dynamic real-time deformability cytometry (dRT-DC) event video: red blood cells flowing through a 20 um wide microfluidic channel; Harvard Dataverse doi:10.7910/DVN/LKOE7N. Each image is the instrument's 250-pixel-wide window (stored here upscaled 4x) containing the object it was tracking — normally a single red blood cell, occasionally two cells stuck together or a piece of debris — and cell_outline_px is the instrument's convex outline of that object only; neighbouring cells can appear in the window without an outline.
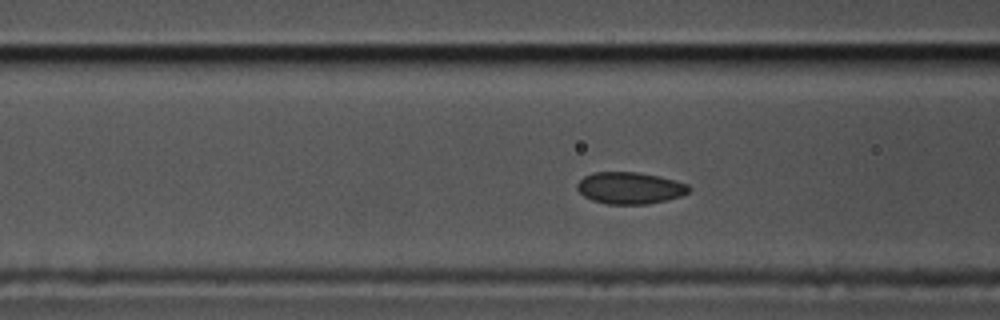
{"species": "common noctule bat (a hibernating species)", "species_latin": "Nyctalus noctula", "temperature_condition": "cold", "stored_images_in_passage": 40, "camera_frame_rate_fps": 3000, "um_per_image_px": 0.085, "animal": {"sex": "male", "body_mass_g": 17.5, "forearm_length_mm": 52.3}, "frame": {"image": 1, "passage_image": 4, "time_ms": 1.0, "image_size_px": [1000, 320], "cell_outline_px": [[692, 188], [688, 192], [680, 196], [648, 204], [608, 204], [592, 200], [584, 196], [576, 188], [576, 184], [584, 176], [596, 172], [636, 172], [660, 176], [688, 184]], "centroid_in_image_um": [53.53, 15.97], "position_along_channel_um": 113.1, "area_um2": 20.63}}
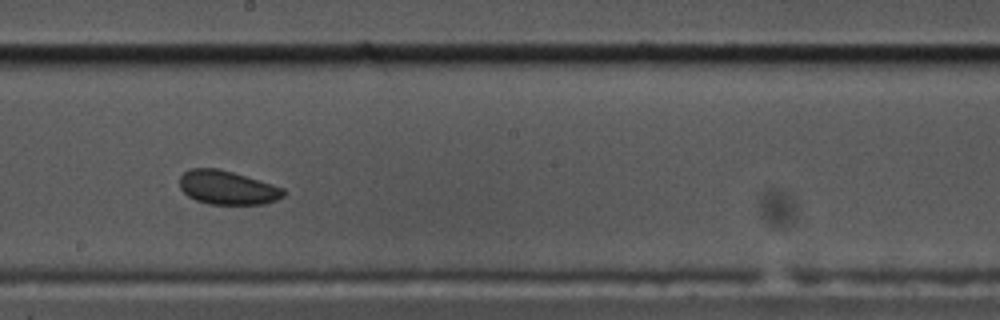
{"frame": {"image": 2, "passage_image": 14, "time_ms": 4.333, "image_size_px": [1000, 320], "cell_outline_px": [[284, 196], [276, 200], [264, 204], [208, 204], [196, 200], [188, 196], [180, 188], [180, 176], [184, 172], [192, 168], [216, 168], [232, 172], [272, 184], [284, 188]], "centroid_in_image_um": [19.32, 15.95], "position_along_channel_um": 228.9, "area_um2": 20.35}}
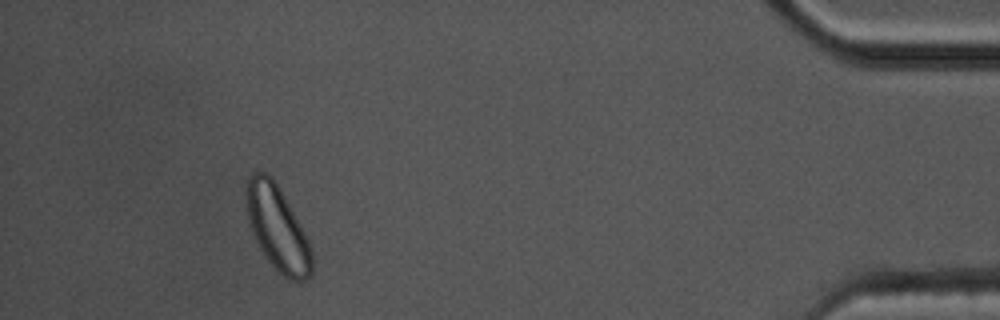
{"frame": {"image": 3, "passage_image": 35, "time_ms": 11.333, "image_size_px": [1000, 320], "cell_outline_px": [[312, 272], [304, 280], [292, 280], [284, 276], [264, 256], [252, 232], [248, 220], [244, 192], [248, 176], [252, 172], [264, 172], [272, 176], [288, 204], [308, 240], [312, 252]], "centroid_in_image_um": [23.54, 19.36], "position_along_channel_um": 411.7, "area_um2": 31.91}}